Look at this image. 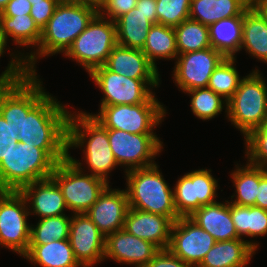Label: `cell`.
<instances>
[{"label": "cell", "mask_w": 267, "mask_h": 267, "mask_svg": "<svg viewBox=\"0 0 267 267\" xmlns=\"http://www.w3.org/2000/svg\"><path fill=\"white\" fill-rule=\"evenodd\" d=\"M68 108L48 94L24 113L18 141L44 149L57 163L68 156Z\"/></svg>", "instance_id": "1"}, {"label": "cell", "mask_w": 267, "mask_h": 267, "mask_svg": "<svg viewBox=\"0 0 267 267\" xmlns=\"http://www.w3.org/2000/svg\"><path fill=\"white\" fill-rule=\"evenodd\" d=\"M97 13L98 6L93 4L61 0L41 30L37 49L25 54L28 70L37 73L35 64L40 57L64 54Z\"/></svg>", "instance_id": "2"}, {"label": "cell", "mask_w": 267, "mask_h": 267, "mask_svg": "<svg viewBox=\"0 0 267 267\" xmlns=\"http://www.w3.org/2000/svg\"><path fill=\"white\" fill-rule=\"evenodd\" d=\"M67 147L68 152L69 149L84 148L82 159L86 161L89 174L107 182L110 172L119 166L110 148L108 129L83 111L70 113Z\"/></svg>", "instance_id": "3"}, {"label": "cell", "mask_w": 267, "mask_h": 267, "mask_svg": "<svg viewBox=\"0 0 267 267\" xmlns=\"http://www.w3.org/2000/svg\"><path fill=\"white\" fill-rule=\"evenodd\" d=\"M124 173L129 208L166 216L172 222L180 217L175 209L173 189L158 164Z\"/></svg>", "instance_id": "4"}, {"label": "cell", "mask_w": 267, "mask_h": 267, "mask_svg": "<svg viewBox=\"0 0 267 267\" xmlns=\"http://www.w3.org/2000/svg\"><path fill=\"white\" fill-rule=\"evenodd\" d=\"M56 164L44 149L18 141L0 162V190L20 191L25 185L51 178Z\"/></svg>", "instance_id": "5"}, {"label": "cell", "mask_w": 267, "mask_h": 267, "mask_svg": "<svg viewBox=\"0 0 267 267\" xmlns=\"http://www.w3.org/2000/svg\"><path fill=\"white\" fill-rule=\"evenodd\" d=\"M69 153L65 160L56 164L51 178L61 189L68 210L72 214L85 213L109 186V182L85 173L83 164Z\"/></svg>", "instance_id": "6"}, {"label": "cell", "mask_w": 267, "mask_h": 267, "mask_svg": "<svg viewBox=\"0 0 267 267\" xmlns=\"http://www.w3.org/2000/svg\"><path fill=\"white\" fill-rule=\"evenodd\" d=\"M259 69L240 82L228 101L227 119L245 138L253 129L267 122V85Z\"/></svg>", "instance_id": "7"}, {"label": "cell", "mask_w": 267, "mask_h": 267, "mask_svg": "<svg viewBox=\"0 0 267 267\" xmlns=\"http://www.w3.org/2000/svg\"><path fill=\"white\" fill-rule=\"evenodd\" d=\"M116 45L115 21L97 13L63 56L79 63L90 74L105 64Z\"/></svg>", "instance_id": "8"}, {"label": "cell", "mask_w": 267, "mask_h": 267, "mask_svg": "<svg viewBox=\"0 0 267 267\" xmlns=\"http://www.w3.org/2000/svg\"><path fill=\"white\" fill-rule=\"evenodd\" d=\"M93 83L104 94L99 110L110 105L162 104L152 92L160 80H136L112 72L104 65L90 74Z\"/></svg>", "instance_id": "9"}, {"label": "cell", "mask_w": 267, "mask_h": 267, "mask_svg": "<svg viewBox=\"0 0 267 267\" xmlns=\"http://www.w3.org/2000/svg\"><path fill=\"white\" fill-rule=\"evenodd\" d=\"M163 104H136L103 106L93 116L106 129H118L132 134H156L154 130L167 114Z\"/></svg>", "instance_id": "10"}, {"label": "cell", "mask_w": 267, "mask_h": 267, "mask_svg": "<svg viewBox=\"0 0 267 267\" xmlns=\"http://www.w3.org/2000/svg\"><path fill=\"white\" fill-rule=\"evenodd\" d=\"M28 216V204L20 191L0 190V246L22 257L30 244Z\"/></svg>", "instance_id": "11"}, {"label": "cell", "mask_w": 267, "mask_h": 267, "mask_svg": "<svg viewBox=\"0 0 267 267\" xmlns=\"http://www.w3.org/2000/svg\"><path fill=\"white\" fill-rule=\"evenodd\" d=\"M108 139L113 155L124 172L157 164L155 157L163 149L157 134H132L123 130L108 129Z\"/></svg>", "instance_id": "12"}, {"label": "cell", "mask_w": 267, "mask_h": 267, "mask_svg": "<svg viewBox=\"0 0 267 267\" xmlns=\"http://www.w3.org/2000/svg\"><path fill=\"white\" fill-rule=\"evenodd\" d=\"M37 73L13 83L0 84V114L17 133L29 113L48 93Z\"/></svg>", "instance_id": "13"}, {"label": "cell", "mask_w": 267, "mask_h": 267, "mask_svg": "<svg viewBox=\"0 0 267 267\" xmlns=\"http://www.w3.org/2000/svg\"><path fill=\"white\" fill-rule=\"evenodd\" d=\"M211 169H198L178 178L173 186L174 205L180 217H189L202 206L217 202L218 181Z\"/></svg>", "instance_id": "14"}, {"label": "cell", "mask_w": 267, "mask_h": 267, "mask_svg": "<svg viewBox=\"0 0 267 267\" xmlns=\"http://www.w3.org/2000/svg\"><path fill=\"white\" fill-rule=\"evenodd\" d=\"M225 58L213 47L178 54L173 68V82L182 92L205 88L213 71Z\"/></svg>", "instance_id": "15"}, {"label": "cell", "mask_w": 267, "mask_h": 267, "mask_svg": "<svg viewBox=\"0 0 267 267\" xmlns=\"http://www.w3.org/2000/svg\"><path fill=\"white\" fill-rule=\"evenodd\" d=\"M215 242L210 233L189 217H179L172 224L167 249L185 263L197 267Z\"/></svg>", "instance_id": "16"}, {"label": "cell", "mask_w": 267, "mask_h": 267, "mask_svg": "<svg viewBox=\"0 0 267 267\" xmlns=\"http://www.w3.org/2000/svg\"><path fill=\"white\" fill-rule=\"evenodd\" d=\"M104 236L86 213L71 214L69 242L82 267H92L105 260Z\"/></svg>", "instance_id": "17"}, {"label": "cell", "mask_w": 267, "mask_h": 267, "mask_svg": "<svg viewBox=\"0 0 267 267\" xmlns=\"http://www.w3.org/2000/svg\"><path fill=\"white\" fill-rule=\"evenodd\" d=\"M159 248L121 229L106 236L104 259L116 263L145 267L159 252Z\"/></svg>", "instance_id": "18"}, {"label": "cell", "mask_w": 267, "mask_h": 267, "mask_svg": "<svg viewBox=\"0 0 267 267\" xmlns=\"http://www.w3.org/2000/svg\"><path fill=\"white\" fill-rule=\"evenodd\" d=\"M128 209L126 189H112L109 185L85 213L98 230L107 236L124 228Z\"/></svg>", "instance_id": "19"}, {"label": "cell", "mask_w": 267, "mask_h": 267, "mask_svg": "<svg viewBox=\"0 0 267 267\" xmlns=\"http://www.w3.org/2000/svg\"><path fill=\"white\" fill-rule=\"evenodd\" d=\"M20 192L26 198L30 216L41 219L64 215L68 210L62 191L52 178L25 185Z\"/></svg>", "instance_id": "20"}, {"label": "cell", "mask_w": 267, "mask_h": 267, "mask_svg": "<svg viewBox=\"0 0 267 267\" xmlns=\"http://www.w3.org/2000/svg\"><path fill=\"white\" fill-rule=\"evenodd\" d=\"M172 224L166 216L129 208L123 229L162 250L169 246Z\"/></svg>", "instance_id": "21"}, {"label": "cell", "mask_w": 267, "mask_h": 267, "mask_svg": "<svg viewBox=\"0 0 267 267\" xmlns=\"http://www.w3.org/2000/svg\"><path fill=\"white\" fill-rule=\"evenodd\" d=\"M104 66L121 76L136 80H161L159 71L149 62L140 49L117 44Z\"/></svg>", "instance_id": "22"}, {"label": "cell", "mask_w": 267, "mask_h": 267, "mask_svg": "<svg viewBox=\"0 0 267 267\" xmlns=\"http://www.w3.org/2000/svg\"><path fill=\"white\" fill-rule=\"evenodd\" d=\"M259 245L242 238L216 241L197 267H247Z\"/></svg>", "instance_id": "23"}, {"label": "cell", "mask_w": 267, "mask_h": 267, "mask_svg": "<svg viewBox=\"0 0 267 267\" xmlns=\"http://www.w3.org/2000/svg\"><path fill=\"white\" fill-rule=\"evenodd\" d=\"M226 202V203H225ZM215 202L195 210L189 218L210 233L216 241L240 238L231 218L230 202Z\"/></svg>", "instance_id": "24"}, {"label": "cell", "mask_w": 267, "mask_h": 267, "mask_svg": "<svg viewBox=\"0 0 267 267\" xmlns=\"http://www.w3.org/2000/svg\"><path fill=\"white\" fill-rule=\"evenodd\" d=\"M250 6L249 0H191L189 19L210 26L222 19L243 16Z\"/></svg>", "instance_id": "25"}, {"label": "cell", "mask_w": 267, "mask_h": 267, "mask_svg": "<svg viewBox=\"0 0 267 267\" xmlns=\"http://www.w3.org/2000/svg\"><path fill=\"white\" fill-rule=\"evenodd\" d=\"M267 64V21L254 7L243 14L240 50Z\"/></svg>", "instance_id": "26"}, {"label": "cell", "mask_w": 267, "mask_h": 267, "mask_svg": "<svg viewBox=\"0 0 267 267\" xmlns=\"http://www.w3.org/2000/svg\"><path fill=\"white\" fill-rule=\"evenodd\" d=\"M41 267H82L75 258L69 239L53 240L44 245H29L23 256Z\"/></svg>", "instance_id": "27"}, {"label": "cell", "mask_w": 267, "mask_h": 267, "mask_svg": "<svg viewBox=\"0 0 267 267\" xmlns=\"http://www.w3.org/2000/svg\"><path fill=\"white\" fill-rule=\"evenodd\" d=\"M117 44L133 48L143 49L150 28L153 26L136 7L121 15L115 20Z\"/></svg>", "instance_id": "28"}, {"label": "cell", "mask_w": 267, "mask_h": 267, "mask_svg": "<svg viewBox=\"0 0 267 267\" xmlns=\"http://www.w3.org/2000/svg\"><path fill=\"white\" fill-rule=\"evenodd\" d=\"M243 16L226 18L209 26L211 47L226 57H236L240 52Z\"/></svg>", "instance_id": "29"}, {"label": "cell", "mask_w": 267, "mask_h": 267, "mask_svg": "<svg viewBox=\"0 0 267 267\" xmlns=\"http://www.w3.org/2000/svg\"><path fill=\"white\" fill-rule=\"evenodd\" d=\"M142 51L157 70L158 59L176 60L178 52L174 27L153 24Z\"/></svg>", "instance_id": "30"}, {"label": "cell", "mask_w": 267, "mask_h": 267, "mask_svg": "<svg viewBox=\"0 0 267 267\" xmlns=\"http://www.w3.org/2000/svg\"><path fill=\"white\" fill-rule=\"evenodd\" d=\"M0 30L7 41L10 42L12 39L16 46L27 47V49L34 47L35 51L40 43L41 30L30 14L13 17L0 16Z\"/></svg>", "instance_id": "31"}, {"label": "cell", "mask_w": 267, "mask_h": 267, "mask_svg": "<svg viewBox=\"0 0 267 267\" xmlns=\"http://www.w3.org/2000/svg\"><path fill=\"white\" fill-rule=\"evenodd\" d=\"M231 218L235 230L242 239L243 236L256 238L267 235V210L257 206H239L230 203Z\"/></svg>", "instance_id": "32"}, {"label": "cell", "mask_w": 267, "mask_h": 267, "mask_svg": "<svg viewBox=\"0 0 267 267\" xmlns=\"http://www.w3.org/2000/svg\"><path fill=\"white\" fill-rule=\"evenodd\" d=\"M239 165L238 163L235 164L236 168L230 174L231 181H233L235 187L230 203L239 206H255L259 186V166L253 165L248 161L246 165ZM234 197L236 198L235 200H233Z\"/></svg>", "instance_id": "33"}, {"label": "cell", "mask_w": 267, "mask_h": 267, "mask_svg": "<svg viewBox=\"0 0 267 267\" xmlns=\"http://www.w3.org/2000/svg\"><path fill=\"white\" fill-rule=\"evenodd\" d=\"M178 54L211 47L209 26L187 19L174 27Z\"/></svg>", "instance_id": "34"}, {"label": "cell", "mask_w": 267, "mask_h": 267, "mask_svg": "<svg viewBox=\"0 0 267 267\" xmlns=\"http://www.w3.org/2000/svg\"><path fill=\"white\" fill-rule=\"evenodd\" d=\"M70 221V215L66 214L39 219L36 225L31 224L29 245H44L53 240L69 239Z\"/></svg>", "instance_id": "35"}, {"label": "cell", "mask_w": 267, "mask_h": 267, "mask_svg": "<svg viewBox=\"0 0 267 267\" xmlns=\"http://www.w3.org/2000/svg\"><path fill=\"white\" fill-rule=\"evenodd\" d=\"M236 57H226L213 71L208 88L220 95L227 102L238 89L243 77L236 69Z\"/></svg>", "instance_id": "36"}, {"label": "cell", "mask_w": 267, "mask_h": 267, "mask_svg": "<svg viewBox=\"0 0 267 267\" xmlns=\"http://www.w3.org/2000/svg\"><path fill=\"white\" fill-rule=\"evenodd\" d=\"M191 97L190 107L192 113L203 121L211 120L218 116L223 109L226 112L228 102L208 87L198 88L184 92Z\"/></svg>", "instance_id": "37"}, {"label": "cell", "mask_w": 267, "mask_h": 267, "mask_svg": "<svg viewBox=\"0 0 267 267\" xmlns=\"http://www.w3.org/2000/svg\"><path fill=\"white\" fill-rule=\"evenodd\" d=\"M244 142L247 161L267 171V122L253 129Z\"/></svg>", "instance_id": "38"}, {"label": "cell", "mask_w": 267, "mask_h": 267, "mask_svg": "<svg viewBox=\"0 0 267 267\" xmlns=\"http://www.w3.org/2000/svg\"><path fill=\"white\" fill-rule=\"evenodd\" d=\"M157 24L176 27L189 19L191 0H156Z\"/></svg>", "instance_id": "39"}, {"label": "cell", "mask_w": 267, "mask_h": 267, "mask_svg": "<svg viewBox=\"0 0 267 267\" xmlns=\"http://www.w3.org/2000/svg\"><path fill=\"white\" fill-rule=\"evenodd\" d=\"M11 61L0 75V84H13L27 78L31 72L28 70L25 62V52H9ZM16 53V54H15Z\"/></svg>", "instance_id": "40"}, {"label": "cell", "mask_w": 267, "mask_h": 267, "mask_svg": "<svg viewBox=\"0 0 267 267\" xmlns=\"http://www.w3.org/2000/svg\"><path fill=\"white\" fill-rule=\"evenodd\" d=\"M137 0H102L98 13L104 18L115 21L121 15L135 8Z\"/></svg>", "instance_id": "41"}, {"label": "cell", "mask_w": 267, "mask_h": 267, "mask_svg": "<svg viewBox=\"0 0 267 267\" xmlns=\"http://www.w3.org/2000/svg\"><path fill=\"white\" fill-rule=\"evenodd\" d=\"M61 0H43V2L32 3L30 16L35 24L42 30L52 17L56 6Z\"/></svg>", "instance_id": "42"}, {"label": "cell", "mask_w": 267, "mask_h": 267, "mask_svg": "<svg viewBox=\"0 0 267 267\" xmlns=\"http://www.w3.org/2000/svg\"><path fill=\"white\" fill-rule=\"evenodd\" d=\"M145 267H194L179 259L168 249L159 250L154 258Z\"/></svg>", "instance_id": "43"}, {"label": "cell", "mask_w": 267, "mask_h": 267, "mask_svg": "<svg viewBox=\"0 0 267 267\" xmlns=\"http://www.w3.org/2000/svg\"><path fill=\"white\" fill-rule=\"evenodd\" d=\"M32 4L29 0H10L0 16H21L30 14Z\"/></svg>", "instance_id": "44"}, {"label": "cell", "mask_w": 267, "mask_h": 267, "mask_svg": "<svg viewBox=\"0 0 267 267\" xmlns=\"http://www.w3.org/2000/svg\"><path fill=\"white\" fill-rule=\"evenodd\" d=\"M255 206L267 210V171L259 167V186Z\"/></svg>", "instance_id": "45"}, {"label": "cell", "mask_w": 267, "mask_h": 267, "mask_svg": "<svg viewBox=\"0 0 267 267\" xmlns=\"http://www.w3.org/2000/svg\"><path fill=\"white\" fill-rule=\"evenodd\" d=\"M156 0H137L136 8L148 16V21L157 24Z\"/></svg>", "instance_id": "46"}, {"label": "cell", "mask_w": 267, "mask_h": 267, "mask_svg": "<svg viewBox=\"0 0 267 267\" xmlns=\"http://www.w3.org/2000/svg\"><path fill=\"white\" fill-rule=\"evenodd\" d=\"M19 133L3 118L0 114V139H8L9 137L13 140H18Z\"/></svg>", "instance_id": "47"}, {"label": "cell", "mask_w": 267, "mask_h": 267, "mask_svg": "<svg viewBox=\"0 0 267 267\" xmlns=\"http://www.w3.org/2000/svg\"><path fill=\"white\" fill-rule=\"evenodd\" d=\"M18 144V140H13L10 137L8 139H0V162L3 157H6Z\"/></svg>", "instance_id": "48"}, {"label": "cell", "mask_w": 267, "mask_h": 267, "mask_svg": "<svg viewBox=\"0 0 267 267\" xmlns=\"http://www.w3.org/2000/svg\"><path fill=\"white\" fill-rule=\"evenodd\" d=\"M249 2L250 5L254 6L267 21V0H249Z\"/></svg>", "instance_id": "49"}, {"label": "cell", "mask_w": 267, "mask_h": 267, "mask_svg": "<svg viewBox=\"0 0 267 267\" xmlns=\"http://www.w3.org/2000/svg\"><path fill=\"white\" fill-rule=\"evenodd\" d=\"M7 44H8V41L0 30V58L1 56L4 55L5 51L7 50L6 48Z\"/></svg>", "instance_id": "50"}, {"label": "cell", "mask_w": 267, "mask_h": 267, "mask_svg": "<svg viewBox=\"0 0 267 267\" xmlns=\"http://www.w3.org/2000/svg\"><path fill=\"white\" fill-rule=\"evenodd\" d=\"M63 1H71V2H84V3H90L95 6H98L102 0H63Z\"/></svg>", "instance_id": "51"}, {"label": "cell", "mask_w": 267, "mask_h": 267, "mask_svg": "<svg viewBox=\"0 0 267 267\" xmlns=\"http://www.w3.org/2000/svg\"><path fill=\"white\" fill-rule=\"evenodd\" d=\"M10 0H0V13L6 8Z\"/></svg>", "instance_id": "52"}, {"label": "cell", "mask_w": 267, "mask_h": 267, "mask_svg": "<svg viewBox=\"0 0 267 267\" xmlns=\"http://www.w3.org/2000/svg\"><path fill=\"white\" fill-rule=\"evenodd\" d=\"M29 2L32 4V3L43 2V0H29Z\"/></svg>", "instance_id": "53"}]
</instances>
